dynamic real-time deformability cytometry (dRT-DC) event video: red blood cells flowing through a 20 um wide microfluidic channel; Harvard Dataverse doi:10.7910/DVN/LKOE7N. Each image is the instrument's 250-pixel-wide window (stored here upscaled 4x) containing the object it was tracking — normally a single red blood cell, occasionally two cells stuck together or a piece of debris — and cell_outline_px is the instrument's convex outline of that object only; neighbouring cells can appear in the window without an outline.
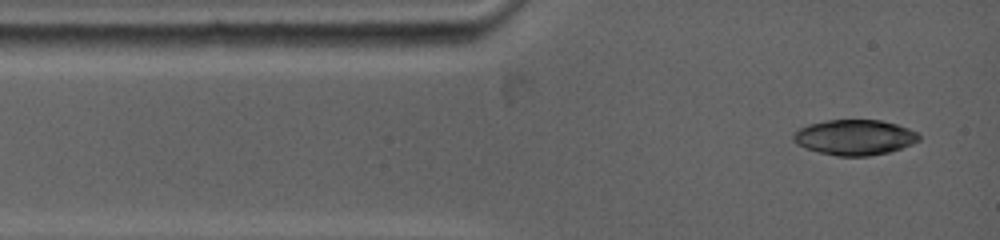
{"species": "common noctule bat (a hibernating species)", "species_latin": "Nyctalus noctula", "temperature_condition": "warm", "stored_images_in_passage": 11, "camera_frame_rate_fps": 5000, "um_per_image_px": 0.085, "animal": {"sex": "female", "body_mass_g": 19.0, "forearm_length_mm": 53.3}, "frame": {"image": 1, "passage_image": 1, "time_ms": 0.0, "image_size_px": [1000, 240], "cell_outline_px": [[920, 140], [912, 144], [888, 152], [868, 156], [836, 156], [804, 148], [796, 144], [792, 140], [792, 136], [800, 128], [808, 124], [828, 120], [880, 120], [896, 124], [908, 128], [916, 132], [920, 136]], "centroid_in_image_um": [72.62, 11.67], "position_along_channel_um": 12.4, "area_um2": 25.84}}
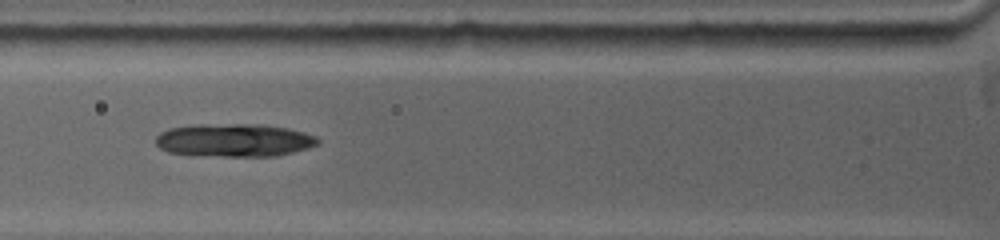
{"frame": {"image": 2, "passage_image": 5, "time_ms": 3.2, "image_size_px": [1000, 240], "cell_outline_px": [[320, 144], [308, 148], [276, 156], [192, 156], [168, 152], [160, 148], [156, 144], [156, 136], [160, 132], [168, 128], [196, 124], [264, 124], [288, 128], [304, 132], [316, 136], [320, 140]], "centroid_in_image_um": [19.89, 11.92], "position_along_channel_um": 105.9, "area_um2": 31.79}}
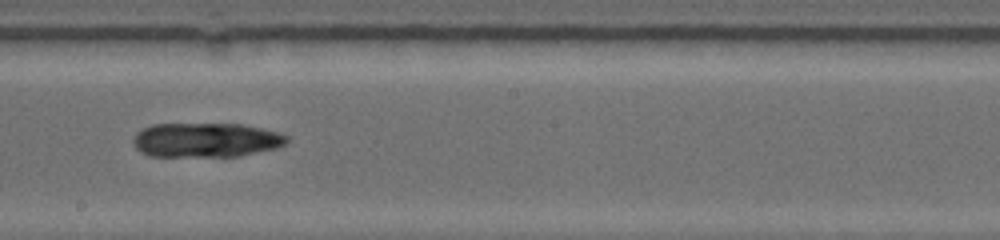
{"frame": {"image": 3, "passage_image": 10, "time_ms": 6.4, "image_size_px": [1000, 240], "cell_outline_px": [[288, 140], [284, 144], [276, 148], [240, 156], [148, 156], [140, 152], [132, 144], [132, 140], [136, 132], [152, 124], [244, 124], [280, 132], [288, 136]], "centroid_in_image_um": [17.49, 11.9], "position_along_channel_um": 230.7, "area_um2": 31.04}}